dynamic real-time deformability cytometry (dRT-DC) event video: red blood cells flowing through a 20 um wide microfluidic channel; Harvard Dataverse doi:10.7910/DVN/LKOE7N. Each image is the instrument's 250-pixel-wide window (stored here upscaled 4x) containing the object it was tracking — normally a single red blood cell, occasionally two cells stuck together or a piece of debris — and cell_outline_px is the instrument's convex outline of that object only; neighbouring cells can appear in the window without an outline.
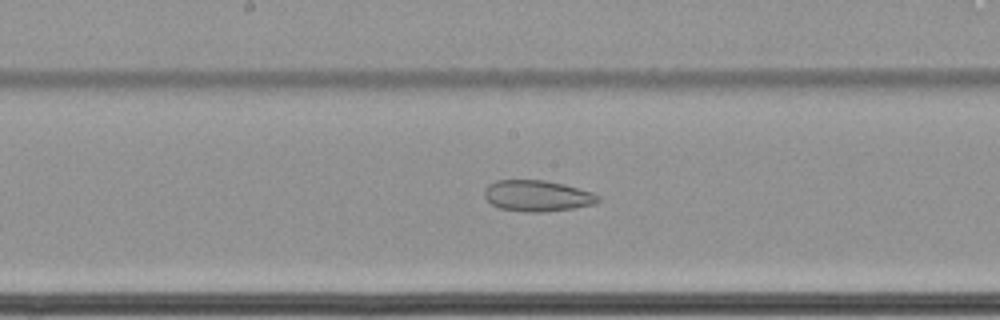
{"species": "common noctule bat (a hibernating species)", "species_latin": "Nyctalus noctula", "temperature_condition": "cold", "stored_images_in_passage": 65, "camera_frame_rate_fps": 3000, "um_per_image_px": 0.085, "animal": {"sex": "female", "body_mass_g": 22.7, "forearm_length_mm": 54.2}, "frame": {"image": 1, "passage_image": 37, "time_ms": 12.0, "image_size_px": [1000, 320], "cell_outline_px": [[600, 200], [592, 204], [572, 208], [544, 212], [524, 212], [500, 208], [492, 204], [484, 196], [484, 192], [488, 184], [496, 180], [544, 180], [564, 184], [592, 192], [600, 196]], "centroid_in_image_um": [45.65, 16.64], "position_along_channel_um": 202.5, "area_um2": 20.52}}
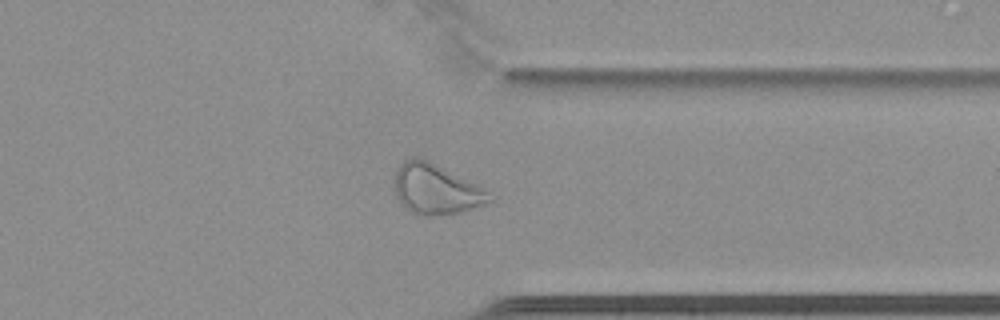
{"frame": {"image": 2, "passage_image": 52, "time_ms": 17.0, "image_size_px": [1000, 320], "cell_outline_px": [[496, 200], [460, 212], [432, 216], [416, 216], [404, 208], [396, 196], [396, 172], [400, 164], [404, 160], [428, 160], [484, 188], [496, 196]], "centroid_in_image_um": [37.1, 16.14], "position_along_channel_um": 374.3, "area_um2": 27.57}}
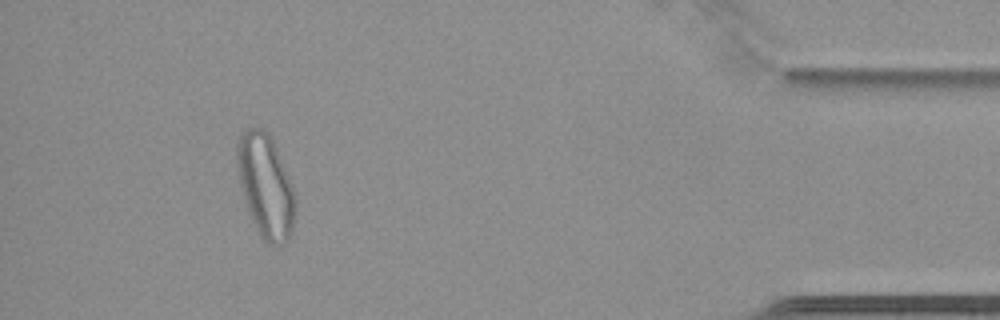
{"frame": {"image": 3, "passage_image": 60, "time_ms": 19.667, "image_size_px": [1000, 320], "cell_outline_px": [[296, 208], [292, 228], [284, 244], [268, 244], [260, 236], [248, 212], [240, 184], [236, 164], [236, 144], [244, 128], [260, 128], [268, 132], [276, 148], [292, 188], [296, 204]], "centroid_in_image_um": [22.54, 15.79], "position_along_channel_um": 412.7, "area_um2": 34.56}}